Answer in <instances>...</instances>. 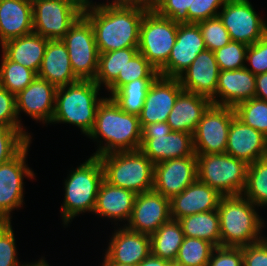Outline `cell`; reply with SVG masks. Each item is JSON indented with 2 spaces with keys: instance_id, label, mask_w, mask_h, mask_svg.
Listing matches in <instances>:
<instances>
[{
  "instance_id": "f5cc1de1",
  "label": "cell",
  "mask_w": 267,
  "mask_h": 266,
  "mask_svg": "<svg viewBox=\"0 0 267 266\" xmlns=\"http://www.w3.org/2000/svg\"><path fill=\"white\" fill-rule=\"evenodd\" d=\"M104 262H102L101 266H136L132 264H122L117 262H111L106 256H104Z\"/></svg>"
},
{
  "instance_id": "9c48e42d",
  "label": "cell",
  "mask_w": 267,
  "mask_h": 266,
  "mask_svg": "<svg viewBox=\"0 0 267 266\" xmlns=\"http://www.w3.org/2000/svg\"><path fill=\"white\" fill-rule=\"evenodd\" d=\"M140 150L154 164L168 159L196 156L193 134L172 131L167 122H156L142 128Z\"/></svg>"
},
{
  "instance_id": "db71d44e",
  "label": "cell",
  "mask_w": 267,
  "mask_h": 266,
  "mask_svg": "<svg viewBox=\"0 0 267 266\" xmlns=\"http://www.w3.org/2000/svg\"><path fill=\"white\" fill-rule=\"evenodd\" d=\"M158 0H140V5L152 8Z\"/></svg>"
},
{
  "instance_id": "f1b7e54d",
  "label": "cell",
  "mask_w": 267,
  "mask_h": 266,
  "mask_svg": "<svg viewBox=\"0 0 267 266\" xmlns=\"http://www.w3.org/2000/svg\"><path fill=\"white\" fill-rule=\"evenodd\" d=\"M48 40L49 39L32 32L3 43L1 45L2 53L9 60L38 73Z\"/></svg>"
},
{
  "instance_id": "e575fe53",
  "label": "cell",
  "mask_w": 267,
  "mask_h": 266,
  "mask_svg": "<svg viewBox=\"0 0 267 266\" xmlns=\"http://www.w3.org/2000/svg\"><path fill=\"white\" fill-rule=\"evenodd\" d=\"M37 73L23 65L9 60L3 53L0 66V86L15 96L24 90Z\"/></svg>"
},
{
  "instance_id": "4316f807",
  "label": "cell",
  "mask_w": 267,
  "mask_h": 266,
  "mask_svg": "<svg viewBox=\"0 0 267 266\" xmlns=\"http://www.w3.org/2000/svg\"><path fill=\"white\" fill-rule=\"evenodd\" d=\"M32 32V4L27 0H0V44Z\"/></svg>"
},
{
  "instance_id": "e0dca14e",
  "label": "cell",
  "mask_w": 267,
  "mask_h": 266,
  "mask_svg": "<svg viewBox=\"0 0 267 266\" xmlns=\"http://www.w3.org/2000/svg\"><path fill=\"white\" fill-rule=\"evenodd\" d=\"M204 50L206 46L199 25L179 24L175 44L167 63L158 71L159 75L178 78Z\"/></svg>"
},
{
  "instance_id": "30bf717a",
  "label": "cell",
  "mask_w": 267,
  "mask_h": 266,
  "mask_svg": "<svg viewBox=\"0 0 267 266\" xmlns=\"http://www.w3.org/2000/svg\"><path fill=\"white\" fill-rule=\"evenodd\" d=\"M73 73L79 80H93L98 71L99 52L90 21L81 15L64 38Z\"/></svg>"
},
{
  "instance_id": "681fc988",
  "label": "cell",
  "mask_w": 267,
  "mask_h": 266,
  "mask_svg": "<svg viewBox=\"0 0 267 266\" xmlns=\"http://www.w3.org/2000/svg\"><path fill=\"white\" fill-rule=\"evenodd\" d=\"M92 0H75V4L78 8V11L81 15H85L89 12H93L96 10H102L106 8H116L125 5L122 0H114L111 3H102V4H95L92 3Z\"/></svg>"
},
{
  "instance_id": "3957f363",
  "label": "cell",
  "mask_w": 267,
  "mask_h": 266,
  "mask_svg": "<svg viewBox=\"0 0 267 266\" xmlns=\"http://www.w3.org/2000/svg\"><path fill=\"white\" fill-rule=\"evenodd\" d=\"M256 205L243 195L222 196L218 204L221 247H243L257 242L264 220Z\"/></svg>"
},
{
  "instance_id": "5b68a950",
  "label": "cell",
  "mask_w": 267,
  "mask_h": 266,
  "mask_svg": "<svg viewBox=\"0 0 267 266\" xmlns=\"http://www.w3.org/2000/svg\"><path fill=\"white\" fill-rule=\"evenodd\" d=\"M109 184L136 194L153 190L154 163L140 150L98 156Z\"/></svg>"
},
{
  "instance_id": "bcb514c9",
  "label": "cell",
  "mask_w": 267,
  "mask_h": 266,
  "mask_svg": "<svg viewBox=\"0 0 267 266\" xmlns=\"http://www.w3.org/2000/svg\"><path fill=\"white\" fill-rule=\"evenodd\" d=\"M207 266H243L242 247H215Z\"/></svg>"
},
{
  "instance_id": "c3c4849f",
  "label": "cell",
  "mask_w": 267,
  "mask_h": 266,
  "mask_svg": "<svg viewBox=\"0 0 267 266\" xmlns=\"http://www.w3.org/2000/svg\"><path fill=\"white\" fill-rule=\"evenodd\" d=\"M225 2L226 0H193V23L217 17Z\"/></svg>"
},
{
  "instance_id": "74e56055",
  "label": "cell",
  "mask_w": 267,
  "mask_h": 266,
  "mask_svg": "<svg viewBox=\"0 0 267 266\" xmlns=\"http://www.w3.org/2000/svg\"><path fill=\"white\" fill-rule=\"evenodd\" d=\"M236 117L267 137V101L251 98L234 107Z\"/></svg>"
},
{
  "instance_id": "9a60e30c",
  "label": "cell",
  "mask_w": 267,
  "mask_h": 266,
  "mask_svg": "<svg viewBox=\"0 0 267 266\" xmlns=\"http://www.w3.org/2000/svg\"><path fill=\"white\" fill-rule=\"evenodd\" d=\"M196 156H186L154 164L153 190L172 199L197 180Z\"/></svg>"
},
{
  "instance_id": "ac0fdd59",
  "label": "cell",
  "mask_w": 267,
  "mask_h": 266,
  "mask_svg": "<svg viewBox=\"0 0 267 266\" xmlns=\"http://www.w3.org/2000/svg\"><path fill=\"white\" fill-rule=\"evenodd\" d=\"M183 91L177 78L158 75L151 83L139 115L140 125L166 122L178 95Z\"/></svg>"
},
{
  "instance_id": "6f0895ef",
  "label": "cell",
  "mask_w": 267,
  "mask_h": 266,
  "mask_svg": "<svg viewBox=\"0 0 267 266\" xmlns=\"http://www.w3.org/2000/svg\"><path fill=\"white\" fill-rule=\"evenodd\" d=\"M29 1L31 4L35 3V2H38V1H44V0H27Z\"/></svg>"
},
{
  "instance_id": "11a10c76",
  "label": "cell",
  "mask_w": 267,
  "mask_h": 266,
  "mask_svg": "<svg viewBox=\"0 0 267 266\" xmlns=\"http://www.w3.org/2000/svg\"><path fill=\"white\" fill-rule=\"evenodd\" d=\"M24 266H49V264L44 260V259H40L39 261H37L36 263H28V264H24Z\"/></svg>"
},
{
  "instance_id": "ab89813d",
  "label": "cell",
  "mask_w": 267,
  "mask_h": 266,
  "mask_svg": "<svg viewBox=\"0 0 267 266\" xmlns=\"http://www.w3.org/2000/svg\"><path fill=\"white\" fill-rule=\"evenodd\" d=\"M152 9L175 23H193V0H158Z\"/></svg>"
},
{
  "instance_id": "d4e9b609",
  "label": "cell",
  "mask_w": 267,
  "mask_h": 266,
  "mask_svg": "<svg viewBox=\"0 0 267 266\" xmlns=\"http://www.w3.org/2000/svg\"><path fill=\"white\" fill-rule=\"evenodd\" d=\"M37 76L56 87L79 81L73 73L68 50L62 40H48Z\"/></svg>"
},
{
  "instance_id": "4dcf8cb0",
  "label": "cell",
  "mask_w": 267,
  "mask_h": 266,
  "mask_svg": "<svg viewBox=\"0 0 267 266\" xmlns=\"http://www.w3.org/2000/svg\"><path fill=\"white\" fill-rule=\"evenodd\" d=\"M151 253L154 256L174 262L184 239L178 220L170 219L150 236Z\"/></svg>"
},
{
  "instance_id": "ee69618b",
  "label": "cell",
  "mask_w": 267,
  "mask_h": 266,
  "mask_svg": "<svg viewBox=\"0 0 267 266\" xmlns=\"http://www.w3.org/2000/svg\"><path fill=\"white\" fill-rule=\"evenodd\" d=\"M251 68L245 65L253 75L267 73V34L254 44L248 46L246 60Z\"/></svg>"
},
{
  "instance_id": "7c38bea8",
  "label": "cell",
  "mask_w": 267,
  "mask_h": 266,
  "mask_svg": "<svg viewBox=\"0 0 267 266\" xmlns=\"http://www.w3.org/2000/svg\"><path fill=\"white\" fill-rule=\"evenodd\" d=\"M81 14L75 0H44L32 4L33 32L62 40Z\"/></svg>"
},
{
  "instance_id": "ba28073f",
  "label": "cell",
  "mask_w": 267,
  "mask_h": 266,
  "mask_svg": "<svg viewBox=\"0 0 267 266\" xmlns=\"http://www.w3.org/2000/svg\"><path fill=\"white\" fill-rule=\"evenodd\" d=\"M178 23L150 8L140 26L138 51L158 71L167 63L175 44Z\"/></svg>"
},
{
  "instance_id": "7a4b0ae2",
  "label": "cell",
  "mask_w": 267,
  "mask_h": 266,
  "mask_svg": "<svg viewBox=\"0 0 267 266\" xmlns=\"http://www.w3.org/2000/svg\"><path fill=\"white\" fill-rule=\"evenodd\" d=\"M88 137L100 140V146L93 156L138 150L142 137L139 116L124 112L110 96L104 98L97 108L95 124Z\"/></svg>"
},
{
  "instance_id": "816d5d0a",
  "label": "cell",
  "mask_w": 267,
  "mask_h": 266,
  "mask_svg": "<svg viewBox=\"0 0 267 266\" xmlns=\"http://www.w3.org/2000/svg\"><path fill=\"white\" fill-rule=\"evenodd\" d=\"M172 262L154 256L150 253L144 260H142L137 266H170Z\"/></svg>"
},
{
  "instance_id": "7402d4cb",
  "label": "cell",
  "mask_w": 267,
  "mask_h": 266,
  "mask_svg": "<svg viewBox=\"0 0 267 266\" xmlns=\"http://www.w3.org/2000/svg\"><path fill=\"white\" fill-rule=\"evenodd\" d=\"M255 89L256 76L245 67L237 70L220 71L216 95L211 103L234 108L241 102L255 98ZM218 97L221 99L219 100Z\"/></svg>"
},
{
  "instance_id": "60d3db41",
  "label": "cell",
  "mask_w": 267,
  "mask_h": 266,
  "mask_svg": "<svg viewBox=\"0 0 267 266\" xmlns=\"http://www.w3.org/2000/svg\"><path fill=\"white\" fill-rule=\"evenodd\" d=\"M248 45L230 41L227 45L214 51L220 71L237 70L245 67Z\"/></svg>"
},
{
  "instance_id": "44dd1931",
  "label": "cell",
  "mask_w": 267,
  "mask_h": 266,
  "mask_svg": "<svg viewBox=\"0 0 267 266\" xmlns=\"http://www.w3.org/2000/svg\"><path fill=\"white\" fill-rule=\"evenodd\" d=\"M225 153L250 165L267 157V137L235 116L228 131Z\"/></svg>"
},
{
  "instance_id": "277c9868",
  "label": "cell",
  "mask_w": 267,
  "mask_h": 266,
  "mask_svg": "<svg viewBox=\"0 0 267 266\" xmlns=\"http://www.w3.org/2000/svg\"><path fill=\"white\" fill-rule=\"evenodd\" d=\"M100 86L93 80L57 87L55 112L51 123H69L85 135L93 130L96 111L104 98H98Z\"/></svg>"
},
{
  "instance_id": "d6986e66",
  "label": "cell",
  "mask_w": 267,
  "mask_h": 266,
  "mask_svg": "<svg viewBox=\"0 0 267 266\" xmlns=\"http://www.w3.org/2000/svg\"><path fill=\"white\" fill-rule=\"evenodd\" d=\"M57 87L38 76L15 96L17 116L21 111L43 124L51 123Z\"/></svg>"
},
{
  "instance_id": "8d00e7d4",
  "label": "cell",
  "mask_w": 267,
  "mask_h": 266,
  "mask_svg": "<svg viewBox=\"0 0 267 266\" xmlns=\"http://www.w3.org/2000/svg\"><path fill=\"white\" fill-rule=\"evenodd\" d=\"M159 75L148 60L141 54L137 53L125 65L123 72H120L118 78L107 88L110 91V96L121 86L130 83L136 79H155Z\"/></svg>"
},
{
  "instance_id": "d590c367",
  "label": "cell",
  "mask_w": 267,
  "mask_h": 266,
  "mask_svg": "<svg viewBox=\"0 0 267 266\" xmlns=\"http://www.w3.org/2000/svg\"><path fill=\"white\" fill-rule=\"evenodd\" d=\"M214 248L207 240L184 236L174 263L180 266H207Z\"/></svg>"
},
{
  "instance_id": "603a6c76",
  "label": "cell",
  "mask_w": 267,
  "mask_h": 266,
  "mask_svg": "<svg viewBox=\"0 0 267 266\" xmlns=\"http://www.w3.org/2000/svg\"><path fill=\"white\" fill-rule=\"evenodd\" d=\"M222 195L198 179L170 200L171 219L218 209Z\"/></svg>"
},
{
  "instance_id": "f6af8a7d",
  "label": "cell",
  "mask_w": 267,
  "mask_h": 266,
  "mask_svg": "<svg viewBox=\"0 0 267 266\" xmlns=\"http://www.w3.org/2000/svg\"><path fill=\"white\" fill-rule=\"evenodd\" d=\"M18 118L15 95L0 86V126L23 127Z\"/></svg>"
},
{
  "instance_id": "680465c9",
  "label": "cell",
  "mask_w": 267,
  "mask_h": 266,
  "mask_svg": "<svg viewBox=\"0 0 267 266\" xmlns=\"http://www.w3.org/2000/svg\"><path fill=\"white\" fill-rule=\"evenodd\" d=\"M170 266H180V265H178V264L172 262V263L170 264Z\"/></svg>"
},
{
  "instance_id": "52a82bcc",
  "label": "cell",
  "mask_w": 267,
  "mask_h": 266,
  "mask_svg": "<svg viewBox=\"0 0 267 266\" xmlns=\"http://www.w3.org/2000/svg\"><path fill=\"white\" fill-rule=\"evenodd\" d=\"M197 178L222 196L242 195L248 165L227 153L196 154Z\"/></svg>"
},
{
  "instance_id": "6da1fadb",
  "label": "cell",
  "mask_w": 267,
  "mask_h": 266,
  "mask_svg": "<svg viewBox=\"0 0 267 266\" xmlns=\"http://www.w3.org/2000/svg\"><path fill=\"white\" fill-rule=\"evenodd\" d=\"M149 9L144 5L125 4L85 14L93 27L99 54L138 48L142 18Z\"/></svg>"
},
{
  "instance_id": "f907efd6",
  "label": "cell",
  "mask_w": 267,
  "mask_h": 266,
  "mask_svg": "<svg viewBox=\"0 0 267 266\" xmlns=\"http://www.w3.org/2000/svg\"><path fill=\"white\" fill-rule=\"evenodd\" d=\"M255 98L267 101V73L256 75Z\"/></svg>"
},
{
  "instance_id": "4fadbf2b",
  "label": "cell",
  "mask_w": 267,
  "mask_h": 266,
  "mask_svg": "<svg viewBox=\"0 0 267 266\" xmlns=\"http://www.w3.org/2000/svg\"><path fill=\"white\" fill-rule=\"evenodd\" d=\"M218 16L231 41L250 46L267 34L266 20L258 16L249 0H226Z\"/></svg>"
},
{
  "instance_id": "ffe728a7",
  "label": "cell",
  "mask_w": 267,
  "mask_h": 266,
  "mask_svg": "<svg viewBox=\"0 0 267 266\" xmlns=\"http://www.w3.org/2000/svg\"><path fill=\"white\" fill-rule=\"evenodd\" d=\"M219 72L214 52L206 49L197 55L177 79L184 91L212 100L216 95Z\"/></svg>"
},
{
  "instance_id": "1f68e13d",
  "label": "cell",
  "mask_w": 267,
  "mask_h": 266,
  "mask_svg": "<svg viewBox=\"0 0 267 266\" xmlns=\"http://www.w3.org/2000/svg\"><path fill=\"white\" fill-rule=\"evenodd\" d=\"M138 48H125L100 53L98 71L94 81L101 87L102 84L108 88L117 78L128 61L137 53Z\"/></svg>"
},
{
  "instance_id": "f35d334b",
  "label": "cell",
  "mask_w": 267,
  "mask_h": 266,
  "mask_svg": "<svg viewBox=\"0 0 267 266\" xmlns=\"http://www.w3.org/2000/svg\"><path fill=\"white\" fill-rule=\"evenodd\" d=\"M31 138L22 127L0 126V165L14 158Z\"/></svg>"
},
{
  "instance_id": "7bdbcfd3",
  "label": "cell",
  "mask_w": 267,
  "mask_h": 266,
  "mask_svg": "<svg viewBox=\"0 0 267 266\" xmlns=\"http://www.w3.org/2000/svg\"><path fill=\"white\" fill-rule=\"evenodd\" d=\"M16 249L11 222H0V266H24L18 261Z\"/></svg>"
},
{
  "instance_id": "83f0119b",
  "label": "cell",
  "mask_w": 267,
  "mask_h": 266,
  "mask_svg": "<svg viewBox=\"0 0 267 266\" xmlns=\"http://www.w3.org/2000/svg\"><path fill=\"white\" fill-rule=\"evenodd\" d=\"M137 194L103 180L97 194L95 214L114 221H129Z\"/></svg>"
},
{
  "instance_id": "f546056e",
  "label": "cell",
  "mask_w": 267,
  "mask_h": 266,
  "mask_svg": "<svg viewBox=\"0 0 267 266\" xmlns=\"http://www.w3.org/2000/svg\"><path fill=\"white\" fill-rule=\"evenodd\" d=\"M178 221L184 236L207 240L215 247L221 246L218 210L192 214Z\"/></svg>"
},
{
  "instance_id": "2e32d148",
  "label": "cell",
  "mask_w": 267,
  "mask_h": 266,
  "mask_svg": "<svg viewBox=\"0 0 267 266\" xmlns=\"http://www.w3.org/2000/svg\"><path fill=\"white\" fill-rule=\"evenodd\" d=\"M171 219L170 199L154 190L137 194L130 219L124 226L151 236Z\"/></svg>"
},
{
  "instance_id": "8fae6325",
  "label": "cell",
  "mask_w": 267,
  "mask_h": 266,
  "mask_svg": "<svg viewBox=\"0 0 267 266\" xmlns=\"http://www.w3.org/2000/svg\"><path fill=\"white\" fill-rule=\"evenodd\" d=\"M235 116L234 108L211 104L193 133L195 154L225 153L228 131Z\"/></svg>"
},
{
  "instance_id": "b9f144b4",
  "label": "cell",
  "mask_w": 267,
  "mask_h": 266,
  "mask_svg": "<svg viewBox=\"0 0 267 266\" xmlns=\"http://www.w3.org/2000/svg\"><path fill=\"white\" fill-rule=\"evenodd\" d=\"M197 24L201 30L207 50L214 52L231 41L230 35L219 16L206 19Z\"/></svg>"
},
{
  "instance_id": "9f6ffc18",
  "label": "cell",
  "mask_w": 267,
  "mask_h": 266,
  "mask_svg": "<svg viewBox=\"0 0 267 266\" xmlns=\"http://www.w3.org/2000/svg\"><path fill=\"white\" fill-rule=\"evenodd\" d=\"M125 4H139L140 0H122Z\"/></svg>"
},
{
  "instance_id": "8992f818",
  "label": "cell",
  "mask_w": 267,
  "mask_h": 266,
  "mask_svg": "<svg viewBox=\"0 0 267 266\" xmlns=\"http://www.w3.org/2000/svg\"><path fill=\"white\" fill-rule=\"evenodd\" d=\"M104 180L102 164L97 156H90L72 170L65 179V199L61 208L66 226L78 214L94 212L99 187Z\"/></svg>"
},
{
  "instance_id": "836d02e7",
  "label": "cell",
  "mask_w": 267,
  "mask_h": 266,
  "mask_svg": "<svg viewBox=\"0 0 267 266\" xmlns=\"http://www.w3.org/2000/svg\"><path fill=\"white\" fill-rule=\"evenodd\" d=\"M242 195L257 207L267 206V157L248 165Z\"/></svg>"
},
{
  "instance_id": "484cf974",
  "label": "cell",
  "mask_w": 267,
  "mask_h": 266,
  "mask_svg": "<svg viewBox=\"0 0 267 266\" xmlns=\"http://www.w3.org/2000/svg\"><path fill=\"white\" fill-rule=\"evenodd\" d=\"M211 104L209 98L183 90L178 95L166 122L172 131L193 134L203 113Z\"/></svg>"
},
{
  "instance_id": "7dc6e473",
  "label": "cell",
  "mask_w": 267,
  "mask_h": 266,
  "mask_svg": "<svg viewBox=\"0 0 267 266\" xmlns=\"http://www.w3.org/2000/svg\"><path fill=\"white\" fill-rule=\"evenodd\" d=\"M243 266H267V237L242 247Z\"/></svg>"
},
{
  "instance_id": "cb8c5ba5",
  "label": "cell",
  "mask_w": 267,
  "mask_h": 266,
  "mask_svg": "<svg viewBox=\"0 0 267 266\" xmlns=\"http://www.w3.org/2000/svg\"><path fill=\"white\" fill-rule=\"evenodd\" d=\"M150 253V236L131 231L123 226L114 231L105 256L111 262L137 266Z\"/></svg>"
},
{
  "instance_id": "d6a6232c",
  "label": "cell",
  "mask_w": 267,
  "mask_h": 266,
  "mask_svg": "<svg viewBox=\"0 0 267 266\" xmlns=\"http://www.w3.org/2000/svg\"><path fill=\"white\" fill-rule=\"evenodd\" d=\"M155 79H136L121 86L110 97L126 113L139 116L147 91Z\"/></svg>"
},
{
  "instance_id": "5bb4252c",
  "label": "cell",
  "mask_w": 267,
  "mask_h": 266,
  "mask_svg": "<svg viewBox=\"0 0 267 266\" xmlns=\"http://www.w3.org/2000/svg\"><path fill=\"white\" fill-rule=\"evenodd\" d=\"M31 141L12 159L0 165V222H11V212L23 205V180L34 178L26 165Z\"/></svg>"
}]
</instances>
